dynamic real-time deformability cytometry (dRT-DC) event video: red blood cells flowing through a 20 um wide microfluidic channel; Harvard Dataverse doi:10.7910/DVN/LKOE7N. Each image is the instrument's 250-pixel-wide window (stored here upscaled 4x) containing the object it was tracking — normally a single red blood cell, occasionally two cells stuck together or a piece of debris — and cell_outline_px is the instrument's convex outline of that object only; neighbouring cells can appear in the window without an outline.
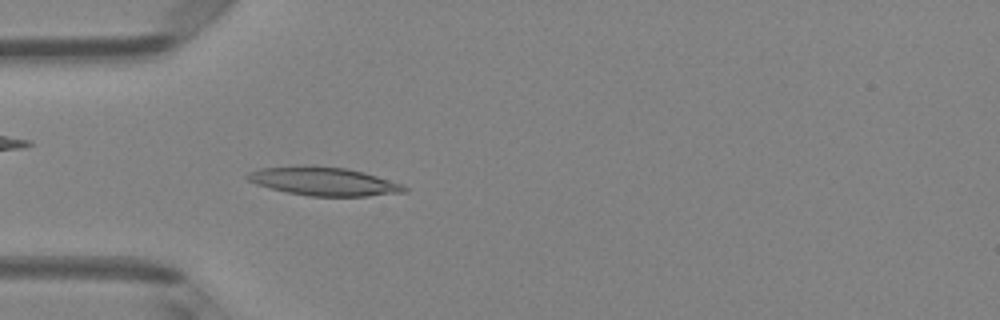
{"species": "Egyptian fruit bat (a non-hibernating species)", "species_latin": "Rousettus aegyptiacus", "temperature_condition": "room temperature", "stored_images_in_passage": 48, "camera_frame_rate_fps": 3000, "um_per_image_px": 0.085, "animal": {"sex": "female"}, "frame": {"image": 1, "passage_image": 14, "time_ms": 4.333, "image_size_px": [1000, 320], "cell_outline_px": [[408, 192], [368, 196], [308, 196], [288, 192], [256, 184], [248, 180], [244, 176], [248, 172], [260, 168], [304, 164], [312, 164], [348, 168], [364, 172], [400, 184], [408, 188]], "centroid_in_image_um": [27.48, 15.39], "position_along_channel_um": 57.5, "area_um2": 26.3}}
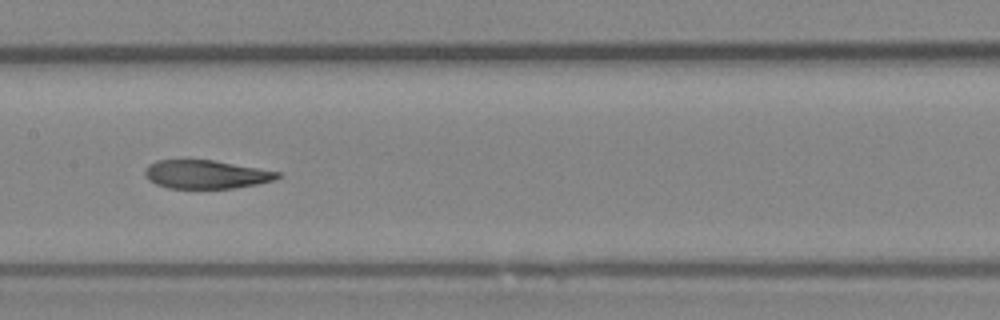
{"frame": {"image": 2, "passage_image": 24, "time_ms": 7.667, "image_size_px": [1000, 320], "cell_outline_px": [[280, 176], [276, 180], [256, 184], [232, 188], [168, 188], [156, 184], [148, 180], [144, 176], [144, 168], [148, 164], [156, 160], [212, 160], [280, 172]], "centroid_in_image_um": [17.46, 14.82], "position_along_channel_um": 189.9, "area_um2": 21.96}}
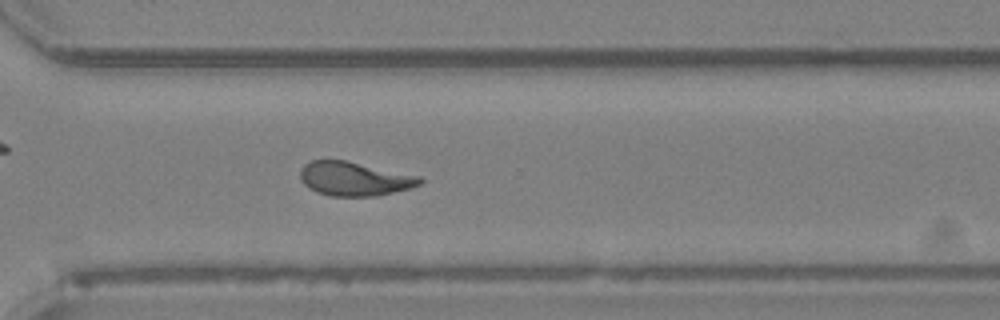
{"frame": {"image": 3, "passage_image": 35, "time_ms": 11.333, "image_size_px": [1000, 320], "cell_outline_px": [[424, 180], [420, 184], [408, 188], [376, 196], [332, 196], [316, 192], [308, 188], [300, 180], [300, 168], [304, 164], [312, 160], [344, 160], [420, 176]], "centroid_in_image_um": [30.07, 15.19], "position_along_channel_um": 340.5, "area_um2": 23.58}, "authors_computed_cell_mechanics": {"area_um2": 23.9581, "velocity_mm_per_s": 4.1107, "shape_relaxation_time_tau1_ms": 9.397, "shape_relaxation_time_tau2_ms": 3.1341, "deformation_change_tau1": 0.2587, "deformation_change_tau2": 0.0917}}